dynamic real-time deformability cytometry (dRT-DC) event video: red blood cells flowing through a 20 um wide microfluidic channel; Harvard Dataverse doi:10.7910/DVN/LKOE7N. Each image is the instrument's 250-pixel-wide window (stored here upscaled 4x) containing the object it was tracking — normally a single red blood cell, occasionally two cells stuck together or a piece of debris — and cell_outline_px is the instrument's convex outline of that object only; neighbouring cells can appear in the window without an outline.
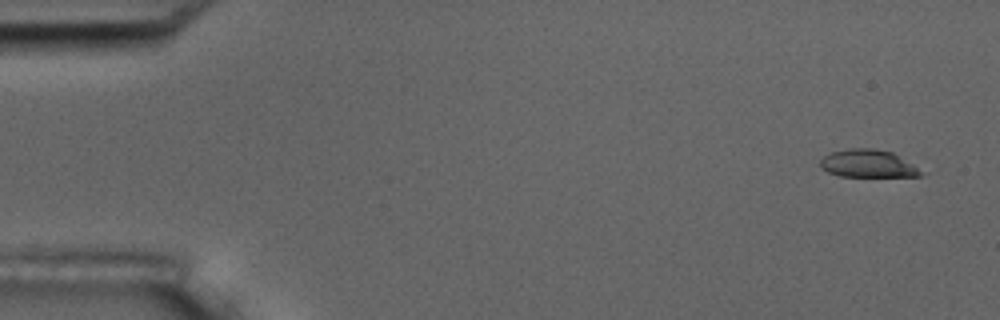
{"species": "common noctule bat (a hibernating species)", "species_latin": "Nyctalus noctula", "temperature_condition": "room temperature", "stored_images_in_passage": 5, "camera_frame_rate_fps": 3000, "um_per_image_px": 0.085, "animal": {"sex": "male", "body_mass_g": 17.5, "forearm_length_mm": 52.3}, "frame": {"image": 1, "passage_image": 1, "time_ms": 0.0, "image_size_px": [1000, 320], "cell_outline_px": [[928, 172], [924, 176], [840, 176], [828, 172], [820, 168], [820, 160], [824, 156], [832, 152], [848, 148], [876, 148], [892, 152]], "centroid_in_image_um": [73.84, 13.91], "position_along_channel_um": 11.2, "area_um2": 16.53}}
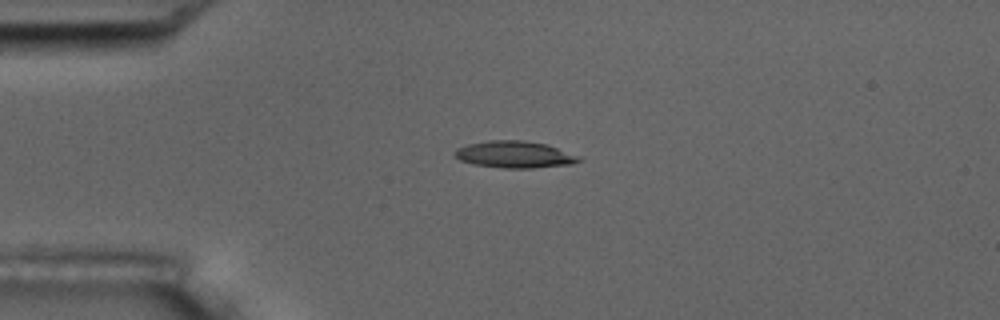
{"frame": {"image": 2, "passage_image": 4, "time_ms": 3.667, "image_size_px": [1000, 320], "cell_outline_px": [[584, 160], [572, 164], [532, 168], [504, 168], [472, 164], [460, 160], [456, 156], [456, 148], [468, 144], [488, 140], [524, 140], [548, 144], [580, 156]], "centroid_in_image_um": [43.79, 13.13], "position_along_channel_um": 41.2, "area_um2": 19.54}}